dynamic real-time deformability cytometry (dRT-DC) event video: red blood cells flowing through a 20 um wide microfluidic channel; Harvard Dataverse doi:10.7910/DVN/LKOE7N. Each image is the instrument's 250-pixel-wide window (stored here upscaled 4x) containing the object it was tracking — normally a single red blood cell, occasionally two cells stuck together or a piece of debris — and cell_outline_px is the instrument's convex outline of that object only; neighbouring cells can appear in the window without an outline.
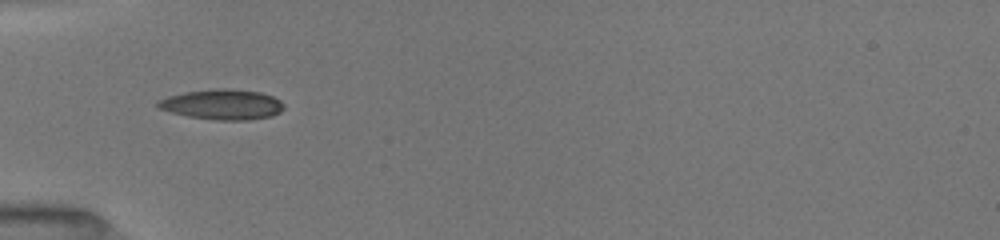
{"species": "common noctule bat (a hibernating species)", "species_latin": "Nyctalus noctula", "temperature_condition": "room temperature", "stored_images_in_passage": 19, "camera_frame_rate_fps": 3000, "um_per_image_px": 0.085, "animal": {"sex": "female", "body_mass_g": 19.5, "forearm_length_mm": 54.1}, "frame": {"image": 1, "passage_image": 9, "time_ms": 1.667, "image_size_px": [1000, 240], "cell_outline_px": [[284, 108], [280, 112], [272, 116], [248, 120], [216, 120], [188, 116], [172, 112], [160, 108], [156, 104], [156, 100], [168, 96], [184, 92], [212, 88], [228, 88], [260, 92], [272, 96], [280, 100], [284, 104]], "centroid_in_image_um": [18.91, 8.87], "position_along_channel_um": 66.1, "area_um2": 22.31}}